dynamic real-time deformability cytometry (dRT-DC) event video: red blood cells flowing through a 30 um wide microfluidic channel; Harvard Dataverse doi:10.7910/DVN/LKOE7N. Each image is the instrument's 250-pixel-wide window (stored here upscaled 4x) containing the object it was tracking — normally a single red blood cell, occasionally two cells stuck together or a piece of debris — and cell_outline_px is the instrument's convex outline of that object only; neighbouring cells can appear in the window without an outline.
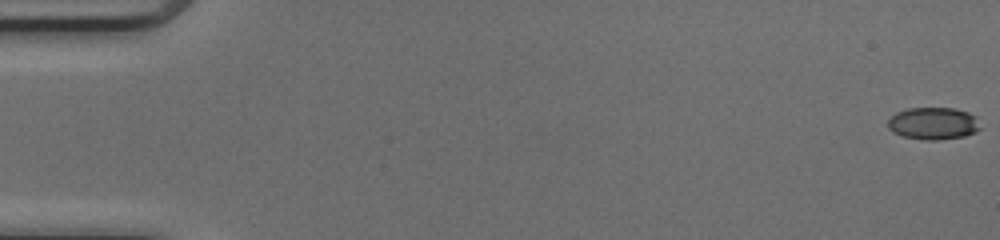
{"species": "common noctule bat (a hibernating species)", "species_latin": "Nyctalus noctula", "temperature_condition": "cold", "stored_images_in_passage": 51, "camera_frame_rate_fps": 3000, "um_per_image_px": 0.085, "animal": {"sex": "female", "body_mass_g": 17.0, "forearm_length_mm": 48.0}, "frame": {"image": 1, "passage_image": 1, "time_ms": 0.0, "image_size_px": [1000, 240], "cell_outline_px": [[980, 128], [976, 132], [964, 136], [936, 140], [924, 140], [900, 136], [892, 132], [888, 128], [888, 120], [896, 112], [908, 108], [956, 108], [968, 112], [976, 116]], "centroid_in_image_um": [79.31, 10.49], "position_along_channel_um": 5.7, "area_um2": 17.51}}
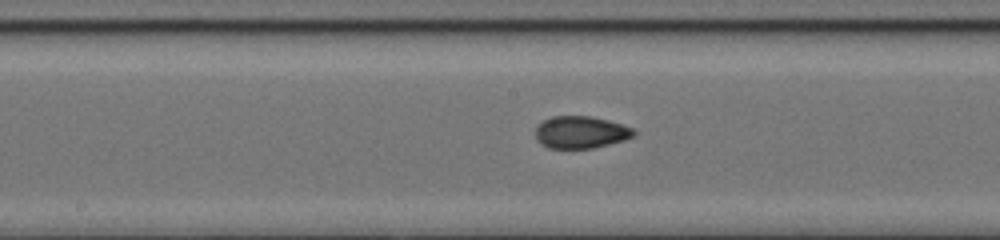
{"frame": {"image": 2, "passage_image": 27, "time_ms": 8.667, "image_size_px": [1000, 240], "cell_outline_px": [[636, 136], [624, 140], [592, 148], [548, 148], [540, 144], [536, 140], [536, 128], [544, 120], [552, 116], [592, 116], [608, 120], [632, 128], [636, 132]], "centroid_in_image_um": [49.36, 11.24], "position_along_channel_um": 198.8, "area_um2": 18.44}}
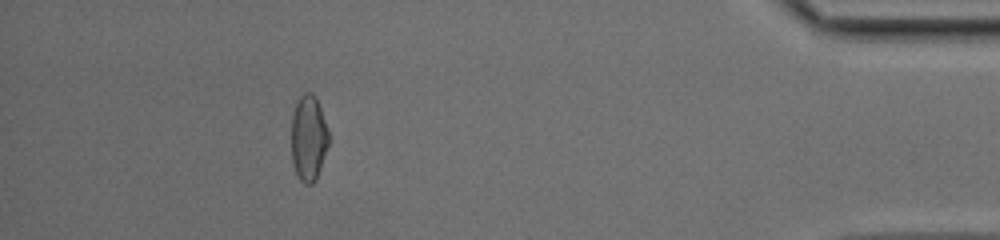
{"frame": {"image": 3, "passage_image": 46, "time_ms": 15.0, "image_size_px": [1000, 240], "cell_outline_px": [[328, 144], [316, 180], [312, 184], [304, 184], [300, 180], [296, 172], [292, 160], [292, 112], [296, 100], [304, 92], [312, 92], [316, 96], [328, 132]], "centroid_in_image_um": [26.21, 11.7], "position_along_channel_um": 409.0, "area_um2": 18.55}, "authors_computed_cell_mechanics": {"area_um2": 18.4382, "velocity_mm_per_s": 4.1913, "shape_relaxation_time_tau1_ms": null, "shape_relaxation_time_tau2_ms": 0.9944, "deformation_change_tau1": null, "deformation_change_tau2": 0.0501}}